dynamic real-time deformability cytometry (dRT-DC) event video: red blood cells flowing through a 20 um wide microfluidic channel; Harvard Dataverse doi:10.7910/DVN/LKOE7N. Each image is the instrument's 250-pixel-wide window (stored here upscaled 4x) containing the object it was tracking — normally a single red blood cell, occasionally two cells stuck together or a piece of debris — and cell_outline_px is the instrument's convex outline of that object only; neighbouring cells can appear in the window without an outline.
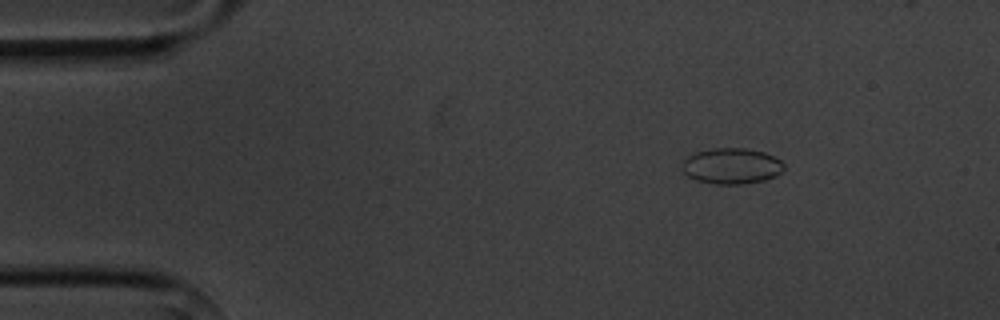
{"species": "common noctule bat (a hibernating species)", "species_latin": "Nyctalus noctula", "temperature_condition": "cold", "stored_images_in_passage": 4, "segment_of_instrument_passage": [1, 2], "camera_frame_rate_fps": 3000, "um_per_image_px": 0.085, "animal": {"sex": "male", "body_mass_g": 20.1, "forearm_length_mm": 53.5}, "frame": {"image": 1, "passage_image": 1, "time_ms": 0.0, "image_size_px": [1000, 320], "cell_outline_px": [[784, 168], [776, 176], [764, 180], [744, 184], [716, 184], [696, 180], [688, 176], [680, 168], [680, 164], [688, 156], [696, 152], [712, 148], [744, 148], [764, 152], [780, 160], [784, 164]], "centroid_in_image_um": [62.16, 14.11], "position_along_channel_um": 22.8, "area_um2": 21.33}}